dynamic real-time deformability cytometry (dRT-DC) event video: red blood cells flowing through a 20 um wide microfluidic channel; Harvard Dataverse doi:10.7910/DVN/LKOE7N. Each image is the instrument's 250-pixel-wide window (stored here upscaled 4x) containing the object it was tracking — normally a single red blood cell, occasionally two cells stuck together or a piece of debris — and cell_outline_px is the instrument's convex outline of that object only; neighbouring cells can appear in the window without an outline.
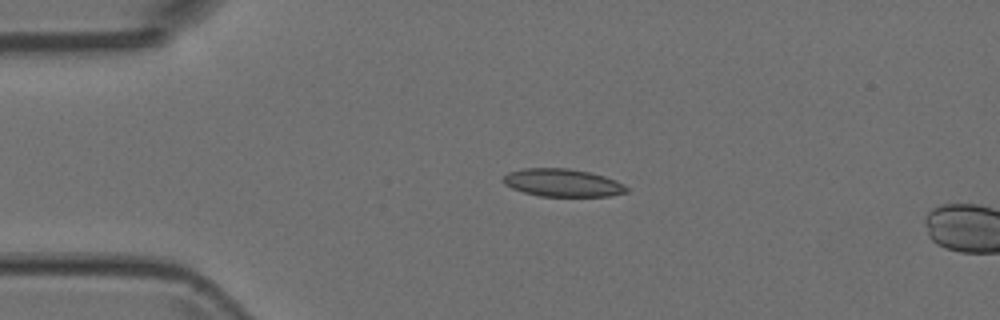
{"species": "Egyptian fruit bat (a non-hibernating species)", "species_latin": "Rousettus aegyptiacus", "temperature_condition": "room temperature", "stored_images_in_passage": 4, "camera_frame_rate_fps": 3000, "um_per_image_px": 0.085, "animal": {"sex": "female"}, "frame": {"image": 1, "passage_image": 3, "time_ms": 0.667, "image_size_px": [1000, 320], "cell_outline_px": [[628, 192], [608, 196], [540, 196], [524, 192], [512, 188], [504, 184], [500, 180], [508, 172], [524, 168], [568, 168], [588, 172], [604, 176], [616, 180], [624, 184], [628, 188]], "centroid_in_image_um": [47.8, 15.53], "position_along_channel_um": 37.2, "area_um2": 20.0}}